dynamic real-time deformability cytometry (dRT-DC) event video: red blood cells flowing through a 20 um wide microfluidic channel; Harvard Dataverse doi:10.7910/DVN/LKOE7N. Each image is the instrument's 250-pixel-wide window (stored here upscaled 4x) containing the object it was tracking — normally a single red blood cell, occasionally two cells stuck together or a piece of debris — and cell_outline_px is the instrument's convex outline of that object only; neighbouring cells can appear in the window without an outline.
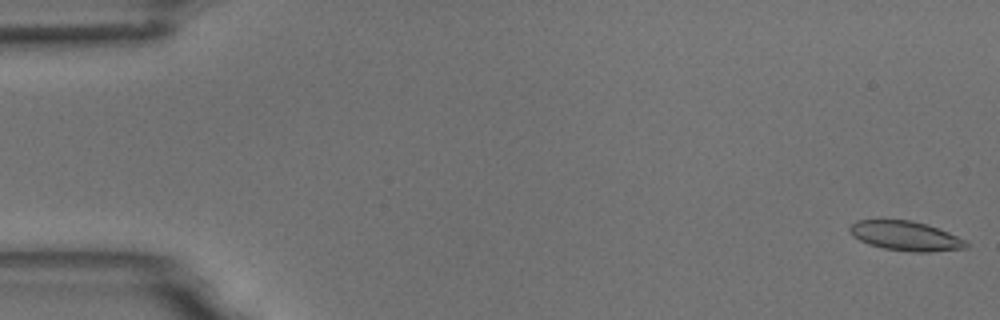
{"species": "common noctule bat (a hibernating species)", "species_latin": "Nyctalus noctula", "temperature_condition": "room temperature", "stored_images_in_passage": 55, "camera_frame_rate_fps": 3000, "um_per_image_px": 0.085, "animal": {"sex": "male", "body_mass_g": 18.8}, "frame": {"image": 1, "passage_image": 1, "time_ms": 0.0, "image_size_px": [1000, 320], "cell_outline_px": [[968, 248], [928, 252], [916, 252], [884, 248], [868, 244], [852, 236], [848, 228], [856, 220], [908, 220], [928, 224], [948, 232], [964, 240], [968, 244]], "centroid_in_image_um": [76.96, 20.05], "position_along_channel_um": 8.0, "area_um2": 19.88}}
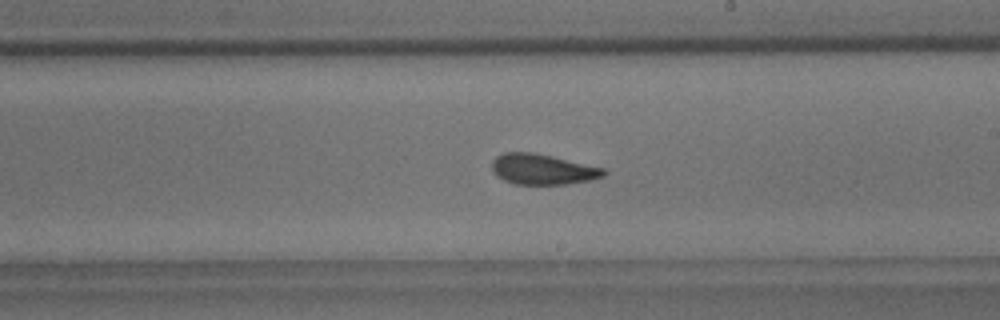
{"frame": {"image": 2, "passage_image": 32, "time_ms": 10.333, "image_size_px": [1000, 320], "cell_outline_px": [[608, 172], [604, 176], [592, 180], [564, 184], [516, 184], [504, 180], [496, 176], [492, 172], [492, 160], [496, 156], [504, 152], [532, 152], [552, 156], [604, 168]], "centroid_in_image_um": [46.11, 14.39], "position_along_channel_um": 242.9, "area_um2": 19.94}}
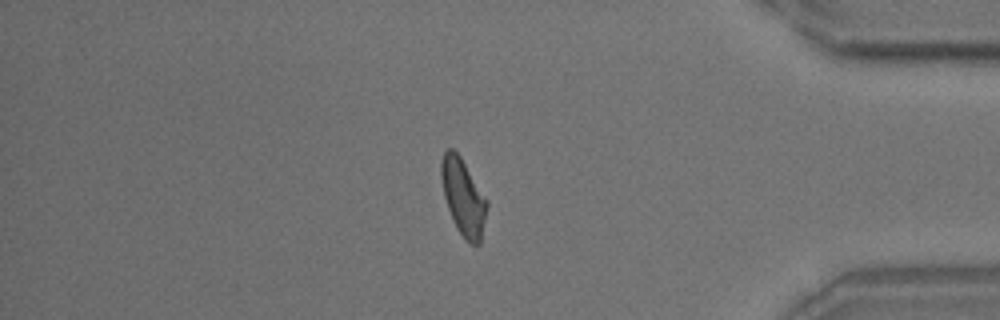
{"frame": {"image": 3, "passage_image": 47, "time_ms": 15.333, "image_size_px": [1000, 320], "cell_outline_px": [[488, 204], [480, 244], [472, 244], [456, 228], [452, 220], [444, 196], [440, 176], [440, 160], [444, 152], [448, 148], [452, 148], [460, 156], [488, 200]], "centroid_in_image_um": [39.36, 16.72], "position_along_channel_um": 395.8, "area_um2": 20.29}, "authors_computed_cell_mechanics": {"area_um2": 20.23, "velocity_mm_per_s": 3.6563, "shape_relaxation_time_tau1_ms": null, "shape_relaxation_time_tau2_ms": 1.9213, "deformation_change_tau1": null, "deformation_change_tau2": 0.0739}}